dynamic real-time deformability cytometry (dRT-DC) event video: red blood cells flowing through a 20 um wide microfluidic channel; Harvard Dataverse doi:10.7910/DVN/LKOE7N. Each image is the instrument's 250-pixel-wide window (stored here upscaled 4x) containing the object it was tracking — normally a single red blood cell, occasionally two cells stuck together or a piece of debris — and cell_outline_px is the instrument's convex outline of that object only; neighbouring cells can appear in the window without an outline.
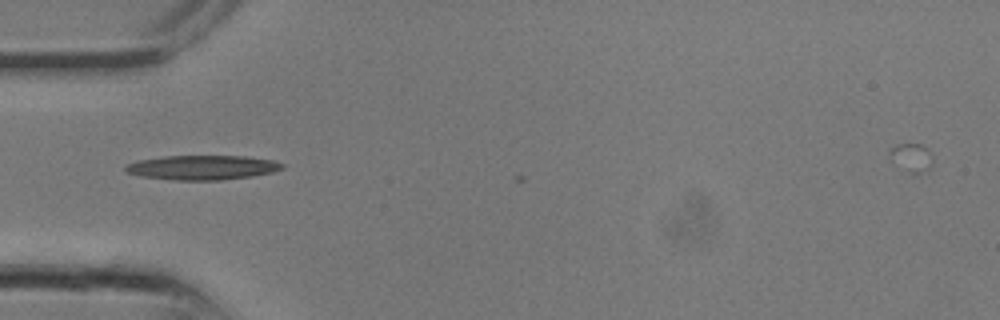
{"species": "common noctule bat (a hibernating species)", "species_latin": "Nyctalus noctula", "temperature_condition": "room temperature", "stored_images_in_passage": 3, "camera_frame_rate_fps": 3000, "um_per_image_px": 0.085, "animal": {"sex": "male", "body_mass_g": 13.3}, "frame": {"image": 1, "passage_image": 2, "time_ms": 0.333, "image_size_px": [1000, 320], "cell_outline_px": [[284, 168], [272, 172], [252, 176], [220, 180], [176, 180], [140, 176], [124, 172], [124, 168], [128, 164], [136, 160], [164, 156], [244, 156], [272, 160], [284, 164]], "centroid_in_image_um": [17.16, 14.23], "position_along_channel_um": 67.8, "area_um2": 22.37}}